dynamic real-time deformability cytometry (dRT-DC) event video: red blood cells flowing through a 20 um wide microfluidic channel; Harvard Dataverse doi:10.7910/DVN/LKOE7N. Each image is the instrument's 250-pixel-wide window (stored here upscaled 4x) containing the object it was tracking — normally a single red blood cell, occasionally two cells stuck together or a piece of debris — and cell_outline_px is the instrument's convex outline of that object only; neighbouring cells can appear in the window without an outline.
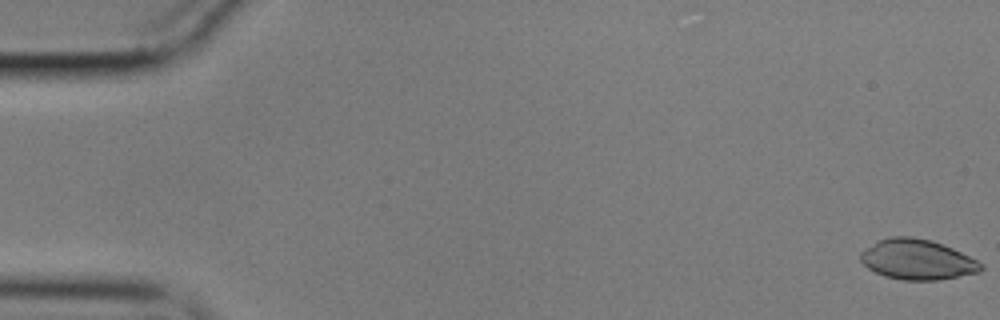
{"species": "common noctule bat (a hibernating species)", "species_latin": "Nyctalus noctula", "temperature_condition": "cold", "stored_images_in_passage": 56, "camera_frame_rate_fps": 3000, "um_per_image_px": 0.085, "animal": {"sex": "male", "body_mass_g": 17.9}, "frame": {"image": 1, "passage_image": 1, "time_ms": 0.0, "image_size_px": [1000, 320], "cell_outline_px": [[984, 268], [980, 272], [940, 280], [904, 280], [884, 276], [868, 268], [860, 260], [860, 252], [880, 240], [888, 236], [912, 236], [932, 240], [952, 248], [984, 264]], "centroid_in_image_um": [77.98, 22.06], "position_along_channel_um": 7.0, "area_um2": 28.21}}
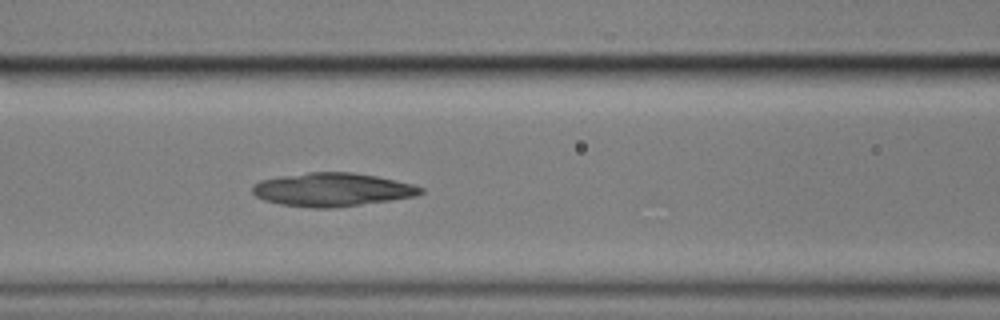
{"frame": {"image": 2, "passage_image": 24, "time_ms": 7.667, "image_size_px": [1000, 320], "cell_outline_px": [[424, 192], [416, 196], [332, 208], [312, 208], [280, 204], [264, 200], [256, 196], [252, 192], [252, 184], [260, 180], [280, 176], [308, 172], [352, 172], [376, 176], [396, 180], [412, 184], [424, 188]], "centroid_in_image_um": [28.21, 16.11], "position_along_channel_um": 138.4, "area_um2": 32.71}}
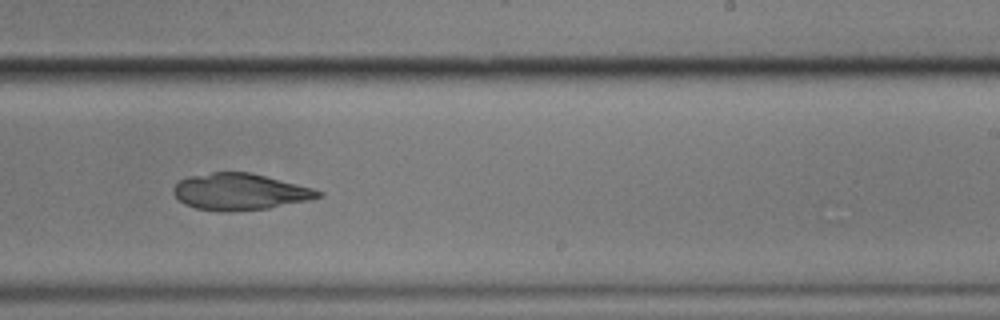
{"frame": {"image": 3, "passage_image": 35, "time_ms": 11.333, "image_size_px": [1000, 320], "cell_outline_px": [[324, 196], [308, 200], [268, 208], [232, 212], [224, 212], [196, 208], [184, 204], [172, 192], [172, 188], [180, 180], [188, 176], [212, 172], [248, 172], [312, 188], [324, 192]], "centroid_in_image_um": [20.37, 16.31], "position_along_channel_um": 268.6, "area_um2": 30.69}}